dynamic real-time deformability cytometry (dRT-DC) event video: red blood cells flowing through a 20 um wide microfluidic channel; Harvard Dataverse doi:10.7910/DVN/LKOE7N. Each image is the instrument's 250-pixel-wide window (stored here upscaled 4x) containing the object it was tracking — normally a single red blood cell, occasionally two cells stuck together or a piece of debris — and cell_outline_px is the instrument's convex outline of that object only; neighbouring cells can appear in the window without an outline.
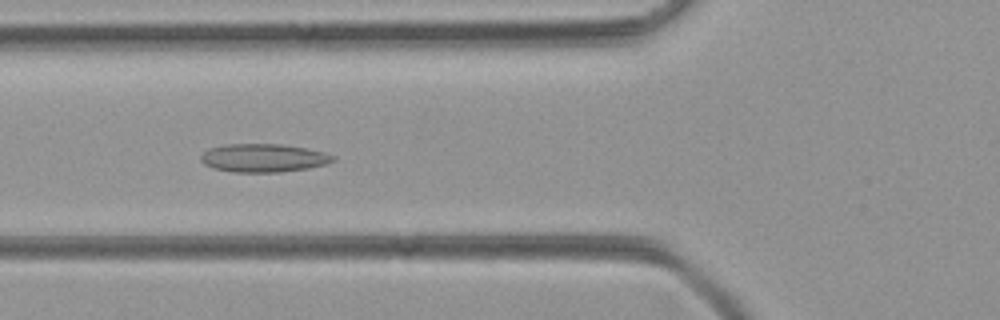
{"species": "common noctule bat (a hibernating species)", "species_latin": "Nyctalus noctula", "temperature_condition": "room temperature", "stored_images_in_passage": 49, "camera_frame_rate_fps": 3000, "um_per_image_px": 0.085, "animal": {"sex": "female", "body_mass_g": 21.9}, "frame": {"image": 1, "passage_image": 18, "time_ms": 5.667, "image_size_px": [1000, 320], "cell_outline_px": [[336, 160], [324, 164], [308, 168], [280, 172], [232, 172], [212, 168], [204, 164], [200, 160], [200, 156], [208, 148], [224, 144], [280, 144], [304, 148], [324, 152], [336, 156]], "centroid_in_image_um": [22.36, 13.42], "position_along_channel_um": 103.4, "area_um2": 21.85}}
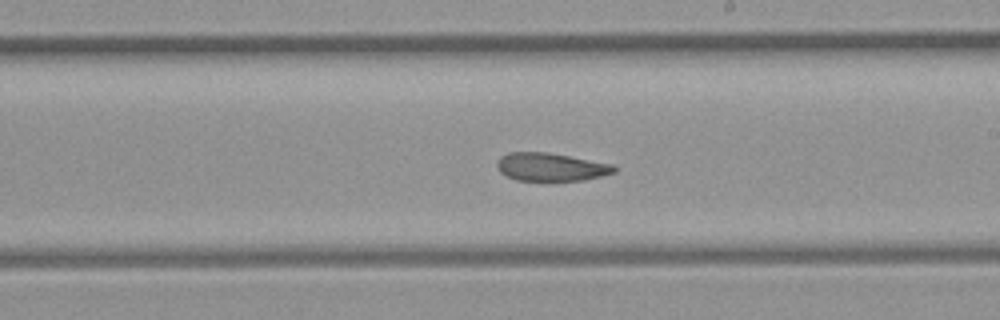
{"frame": {"image": 2, "passage_image": 28, "time_ms": 9.0, "image_size_px": [1000, 320], "cell_outline_px": [[616, 172], [584, 180], [552, 184], [516, 180], [500, 172], [496, 168], [496, 160], [500, 156], [508, 152], [548, 152], [612, 164], [616, 168]], "centroid_in_image_um": [46.78, 14.24], "position_along_channel_um": 242.2, "area_um2": 20.11}}
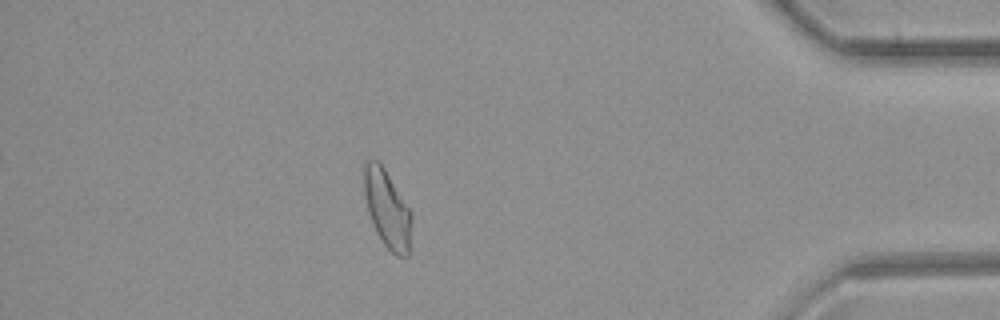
{"frame": {"image": 3, "passage_image": 43, "time_ms": 14.0, "image_size_px": [1000, 320], "cell_outline_px": [[412, 216], [408, 256], [396, 256], [384, 244], [368, 212], [364, 192], [364, 164], [368, 160], [376, 160], [384, 168], [412, 212]], "centroid_in_image_um": [32.93, 17.75], "position_along_channel_um": 402.3, "area_um2": 21.04}}